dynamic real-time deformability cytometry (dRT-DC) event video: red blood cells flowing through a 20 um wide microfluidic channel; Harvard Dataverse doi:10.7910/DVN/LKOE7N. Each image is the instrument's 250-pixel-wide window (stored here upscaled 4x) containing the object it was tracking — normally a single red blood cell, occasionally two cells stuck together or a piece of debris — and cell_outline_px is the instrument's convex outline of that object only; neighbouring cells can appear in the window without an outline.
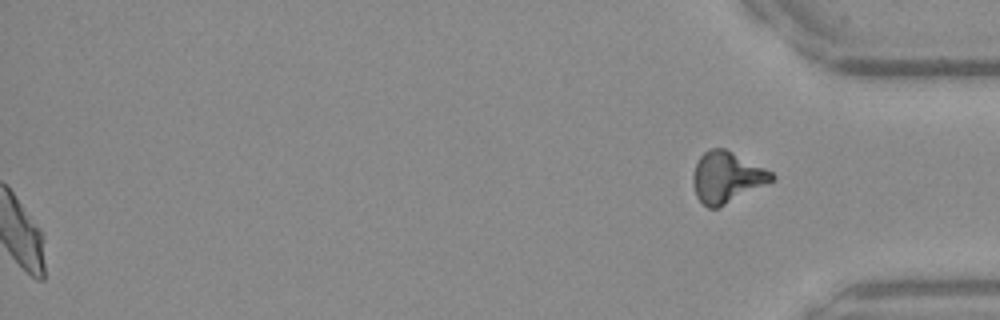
{"species": "Egyptian fruit bat (a non-hibernating species)", "species_latin": "Rousettus aegyptiacus", "temperature_condition": "warm", "stored_images_in_passage": 43, "segment_of_instrument_passage": [2, 2], "camera_frame_rate_fps": 3000, "um_per_image_px": 0.085, "frame": {"image": 1, "passage_image": 43, "time_ms": 14.0, "image_size_px": [1000, 320], "cell_outline_px": [[776, 180], [768, 184], [716, 208], [708, 208], [696, 196], [692, 180], [692, 176], [696, 164], [700, 156], [708, 148], [724, 148], [772, 172], [776, 176]], "centroid_in_image_um": [61.77, 15.06], "position_along_channel_um": 373.4, "area_um2": 23.18}}